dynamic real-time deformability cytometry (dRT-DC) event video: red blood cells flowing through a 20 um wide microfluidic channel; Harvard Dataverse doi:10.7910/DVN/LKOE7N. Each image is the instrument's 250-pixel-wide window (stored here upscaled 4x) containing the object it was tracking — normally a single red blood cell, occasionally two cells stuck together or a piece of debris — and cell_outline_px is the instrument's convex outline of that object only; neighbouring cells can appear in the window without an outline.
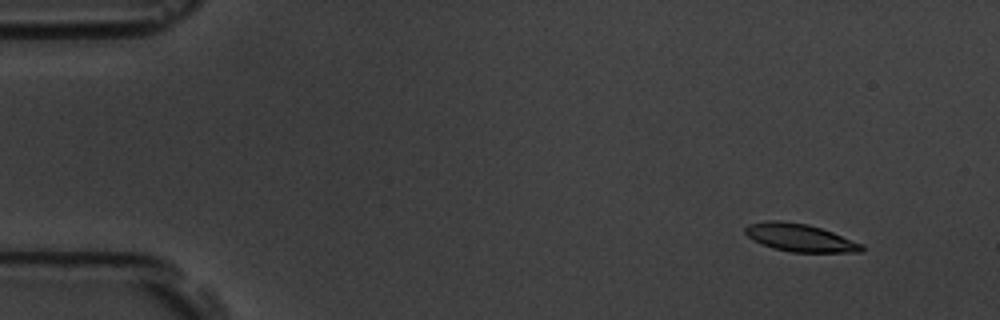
{"species": "common noctule bat (a hibernating species)", "species_latin": "Nyctalus noctula", "temperature_condition": "room temperature", "stored_images_in_passage": 4, "camera_frame_rate_fps": 3000, "um_per_image_px": 0.085, "animal": {"sex": "male", "body_mass_g": 19.5, "forearm_length_mm": 54.6}, "frame": {"image": 1, "passage_image": 1, "time_ms": 0.0, "image_size_px": [1000, 320], "cell_outline_px": [[864, 248], [860, 252], [792, 252], [772, 248], [752, 240], [744, 232], [744, 228], [748, 224], [768, 220], [780, 220], [808, 224], [832, 232], [864, 244]], "centroid_in_image_um": [67.97, 20.2], "position_along_channel_um": 17.0, "area_um2": 18.9}}
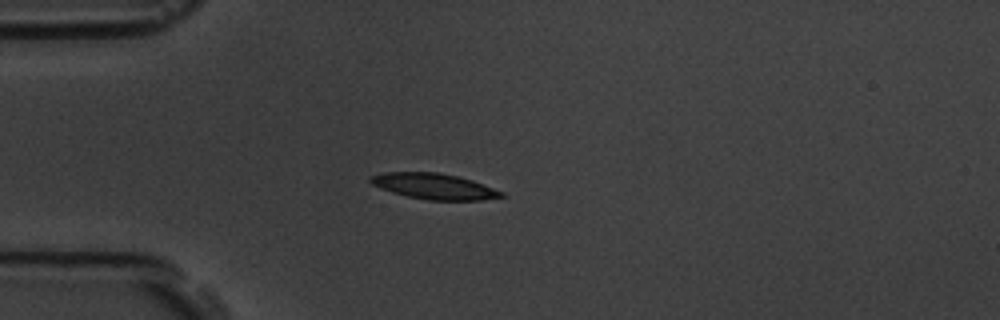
{"frame": {"image": 2, "passage_image": 4, "time_ms": 3.333, "image_size_px": [1000, 320], "cell_outline_px": [[504, 196], [480, 200], [428, 200], [408, 196], [392, 192], [380, 188], [372, 184], [368, 180], [368, 176], [384, 172], [436, 172], [456, 176], [472, 180], [504, 192]], "centroid_in_image_um": [36.85, 15.83], "position_along_channel_um": 48.1, "area_um2": 19.54}}